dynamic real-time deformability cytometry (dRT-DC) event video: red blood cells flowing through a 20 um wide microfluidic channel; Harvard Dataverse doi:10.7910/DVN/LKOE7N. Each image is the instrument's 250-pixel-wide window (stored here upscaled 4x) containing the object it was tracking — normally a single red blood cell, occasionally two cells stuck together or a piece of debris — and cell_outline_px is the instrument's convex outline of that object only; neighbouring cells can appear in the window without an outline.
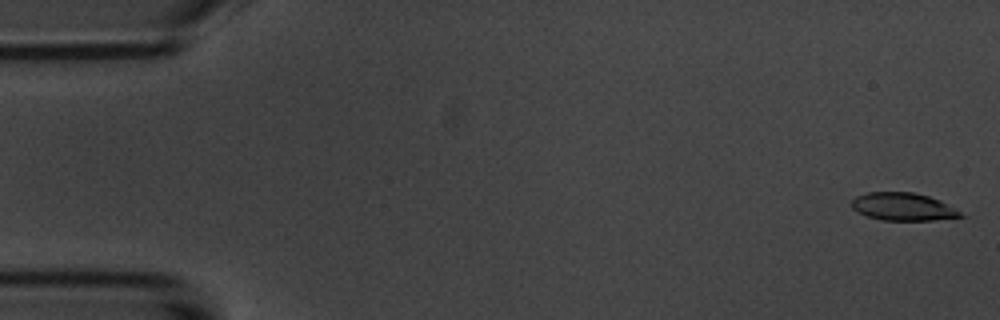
{"species": "common noctule bat (a hibernating species)", "species_latin": "Nyctalus noctula", "temperature_condition": "room temperature", "stored_images_in_passage": 5, "camera_frame_rate_fps": 3000, "um_per_image_px": 0.085, "animal": {"sex": "male", "body_mass_g": 20.1, "forearm_length_mm": 53.5}, "frame": {"image": 1, "passage_image": 1, "time_ms": 0.0, "image_size_px": [1000, 320], "cell_outline_px": [[968, 216], [932, 220], [880, 220], [868, 216], [852, 208], [852, 200], [856, 196], [868, 192], [912, 192], [928, 196], [940, 200], [956, 208]], "centroid_in_image_um": [76.81, 17.57], "position_along_channel_um": 8.2, "area_um2": 17.63}}
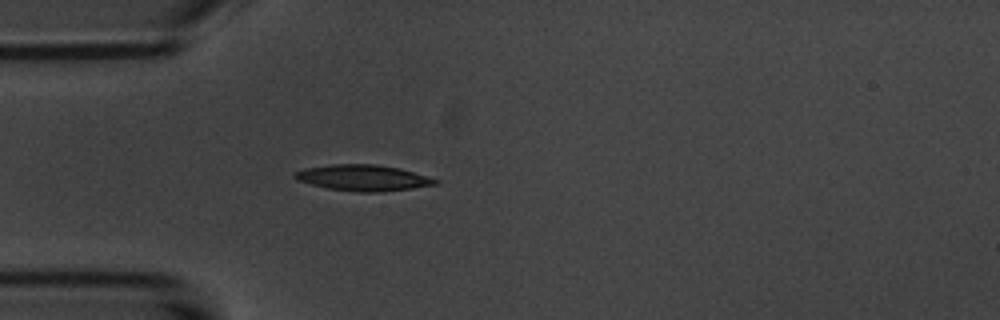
{"frame": {"image": 2, "passage_image": 5, "time_ms": 4.667, "image_size_px": [1000, 320], "cell_outline_px": [[440, 180], [436, 184], [412, 188], [380, 192], [356, 192], [328, 188], [296, 180], [292, 176], [296, 172], [308, 168], [332, 164], [376, 164], [400, 168]], "centroid_in_image_um": [30.88, 15.11], "position_along_channel_um": 54.1, "area_um2": 21.1}}